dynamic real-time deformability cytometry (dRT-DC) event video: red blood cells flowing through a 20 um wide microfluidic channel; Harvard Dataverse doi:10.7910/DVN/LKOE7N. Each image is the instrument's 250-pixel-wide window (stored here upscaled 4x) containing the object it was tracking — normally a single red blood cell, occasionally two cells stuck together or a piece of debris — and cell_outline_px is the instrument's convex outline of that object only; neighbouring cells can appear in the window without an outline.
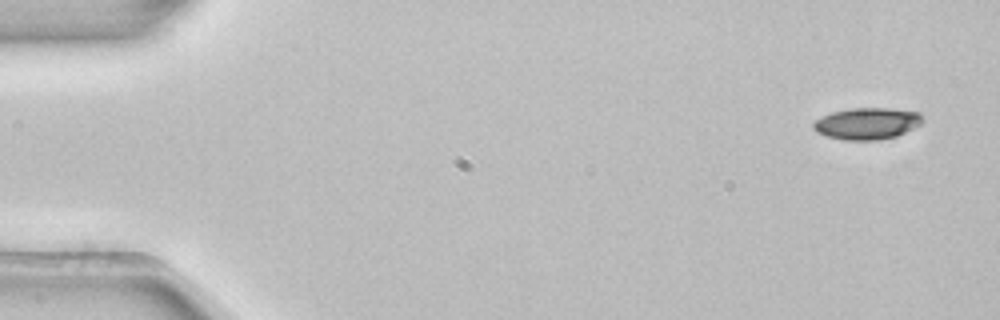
{"species": "common noctule bat (a hibernating species)", "species_latin": "Nyctalus noctula", "temperature_condition": "room temperature", "stored_images_in_passage": 5, "camera_frame_rate_fps": 3000, "um_per_image_px": 0.085, "animal": {"sex": "female", "body_mass_g": 22.7, "forearm_length_mm": 54.2}, "frame": {"image": 1, "passage_image": 1, "time_ms": 0.0, "image_size_px": [1000, 320], "cell_outline_px": [[924, 120], [920, 124], [896, 136], [880, 140], [844, 140], [828, 136], [816, 132], [812, 128], [812, 124], [816, 120], [832, 112], [852, 108], [892, 108], [920, 112]], "centroid_in_image_um": [73.71, 10.49], "position_along_channel_um": 11.3, "area_um2": 20.11}}
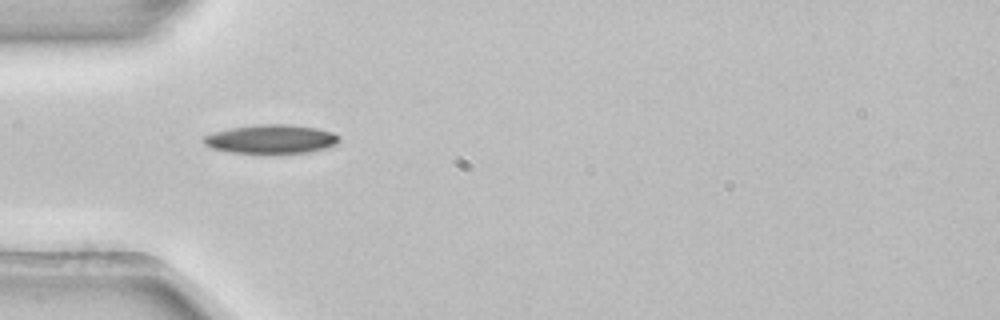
{"frame": {"image": 2, "passage_image": 4, "time_ms": 1.0, "image_size_px": [1000, 320], "cell_outline_px": [[340, 140], [336, 144], [324, 148], [308, 152], [232, 152], [212, 148], [204, 144], [204, 136], [216, 132], [232, 128], [256, 124], [292, 124], [316, 128], [332, 132], [340, 136]], "centroid_in_image_um": [23.08, 11.8], "position_along_channel_um": 61.9, "area_um2": 22.31}}